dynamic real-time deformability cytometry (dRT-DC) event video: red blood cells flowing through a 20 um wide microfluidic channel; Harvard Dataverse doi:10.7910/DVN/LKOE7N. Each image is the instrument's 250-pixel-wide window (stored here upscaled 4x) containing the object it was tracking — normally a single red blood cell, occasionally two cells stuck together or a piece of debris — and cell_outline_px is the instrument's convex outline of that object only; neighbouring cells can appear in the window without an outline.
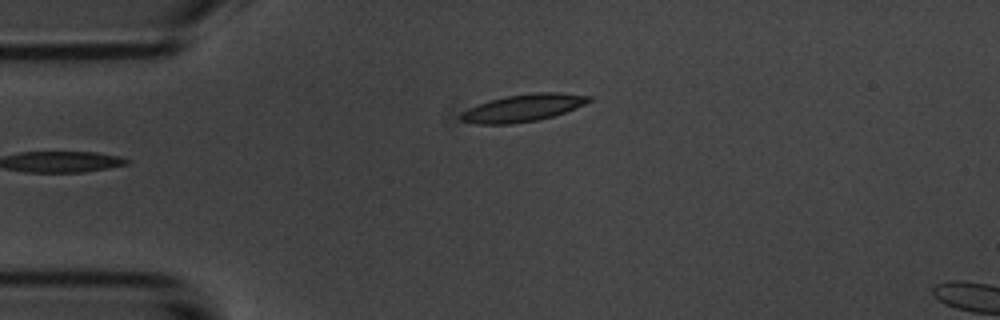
{"species": "common noctule bat (a hibernating species)", "species_latin": "Nyctalus noctula", "temperature_condition": "room temperature", "stored_images_in_passage": 3, "camera_frame_rate_fps": 3000, "um_per_image_px": 0.085, "animal": {"sex": "male", "body_mass_g": 20.1, "forearm_length_mm": 53.5}, "frame": {"image": 1, "passage_image": 2, "time_ms": 2.0, "image_size_px": [1000, 320], "cell_outline_px": [[592, 100], [584, 104], [564, 112], [540, 120], [508, 124], [476, 124], [460, 120], [460, 112], [476, 104], [488, 100], [508, 96], [532, 92], [560, 92], [592, 96]], "centroid_in_image_um": [44.43, 9.16], "position_along_channel_um": 40.6, "area_um2": 20.46}}